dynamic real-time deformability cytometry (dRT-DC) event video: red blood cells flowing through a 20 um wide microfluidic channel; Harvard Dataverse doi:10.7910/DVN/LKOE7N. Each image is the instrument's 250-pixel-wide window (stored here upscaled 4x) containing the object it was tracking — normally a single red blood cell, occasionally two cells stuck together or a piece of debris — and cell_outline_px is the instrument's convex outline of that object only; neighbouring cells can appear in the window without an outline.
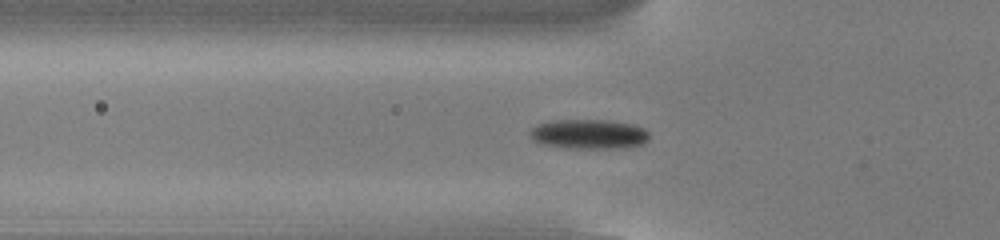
{"species": "common noctule bat (a hibernating species)", "species_latin": "Nyctalus noctula", "temperature_condition": "cold", "stored_images_in_passage": 54, "camera_frame_rate_fps": 3000, "um_per_image_px": 0.085, "animal": {"sex": "male", "body_mass_g": 13.0, "forearm_length_mm": 53.1}, "frame": {"image": 1, "passage_image": 19, "time_ms": 6.0, "image_size_px": [1000, 240], "cell_outline_px": [[648, 140], [644, 144], [624, 148], [560, 148], [540, 144], [532, 140], [528, 132], [532, 128], [540, 124], [552, 120], [608, 120], [632, 124], [644, 128], [648, 132]], "centroid_in_image_um": [50.03, 11.41], "position_along_channel_um": 75.8, "area_um2": 20.87}}
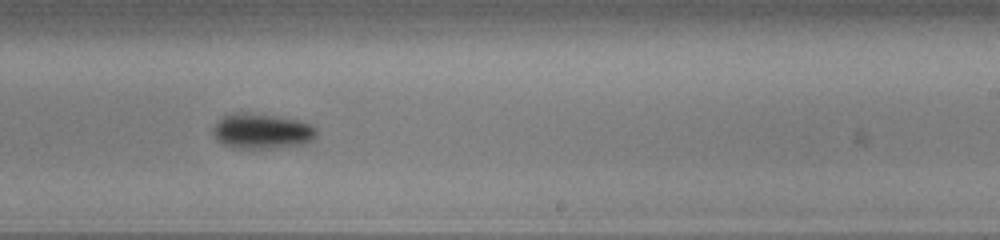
{"frame": {"image": 2, "passage_image": 34, "time_ms": 11.0, "image_size_px": [1000, 240], "cell_outline_px": [[316, 136], [312, 140], [304, 144], [276, 148], [232, 148], [216, 140], [212, 132], [212, 128], [224, 116], [272, 116], [296, 120], [312, 124], [316, 128]], "centroid_in_image_um": [22.31, 11.22], "position_along_channel_um": 266.7, "area_um2": 20.35}}
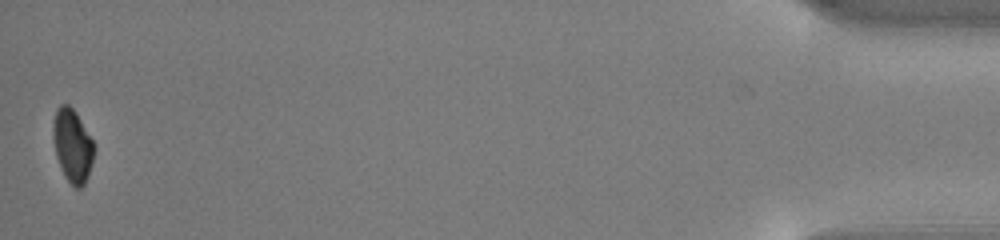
{"frame": {"image": 3, "passage_image": 54, "time_ms": 17.667, "image_size_px": [1000, 240], "cell_outline_px": [[96, 148], [88, 176], [84, 184], [80, 188], [76, 188], [64, 176], [60, 168], [56, 156], [52, 136], [52, 132], [56, 108], [60, 104], [68, 104], [76, 112], [92, 140]], "centroid_in_image_um": [6.15, 12.37], "position_along_channel_um": 429.0, "area_um2": 17.51}, "authors_computed_cell_mechanics": {"area_um2": 18.8139, "velocity_mm_per_s": 3.8183, "shape_relaxation_time_tau1_ms": 2.0341, "shape_relaxation_time_tau2_ms": null, "deformation_change_tau1": 0.1036, "deformation_change_tau2": null}}